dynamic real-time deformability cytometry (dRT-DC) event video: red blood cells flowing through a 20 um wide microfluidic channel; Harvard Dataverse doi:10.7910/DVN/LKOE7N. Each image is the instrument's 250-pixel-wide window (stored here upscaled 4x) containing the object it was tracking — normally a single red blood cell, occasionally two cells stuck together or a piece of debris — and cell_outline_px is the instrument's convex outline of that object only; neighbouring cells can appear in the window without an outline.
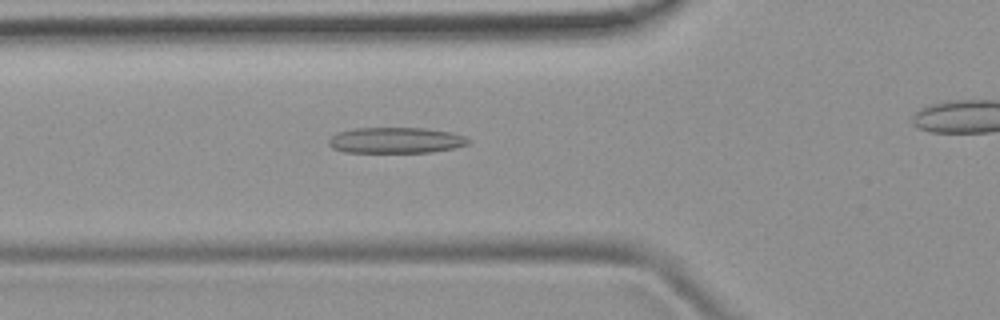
{"species": "common noctule bat (a hibernating species)", "species_latin": "Nyctalus noctula", "temperature_condition": "room temperature", "stored_images_in_passage": 29, "camera_frame_rate_fps": 3000, "um_per_image_px": 0.085, "animal": {"sex": "female", "body_mass_g": 19.9}, "frame": {"image": 1, "passage_image": 5, "time_ms": 1.333, "image_size_px": [1000, 320], "cell_outline_px": [[472, 140], [468, 144], [452, 148], [432, 152], [344, 152], [332, 148], [328, 144], [328, 140], [336, 132], [352, 128], [424, 128], [452, 132], [464, 136]], "centroid_in_image_um": [33.62, 11.92], "position_along_channel_um": 92.2, "area_um2": 21.15}}
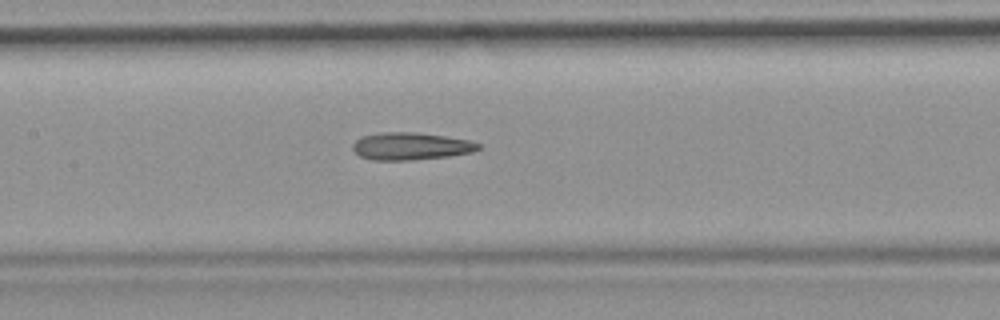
{"frame": {"image": 2, "passage_image": 11, "time_ms": 3.333, "image_size_px": [1000, 320], "cell_outline_px": [[484, 144], [480, 148], [472, 152], [448, 156], [412, 160], [372, 160], [360, 156], [352, 148], [352, 144], [356, 140], [364, 136], [384, 132], [416, 132], [444, 136], [468, 140]], "centroid_in_image_um": [34.94, 12.43], "position_along_channel_um": 172.5, "area_um2": 20.0}}
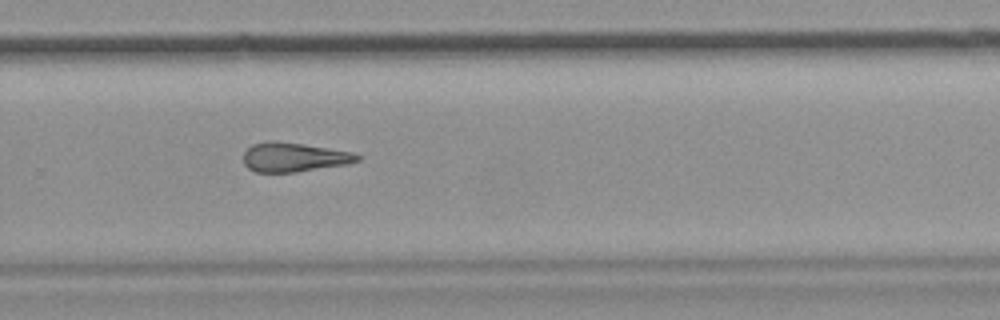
{"frame": {"image": 3, "passage_image": 21, "time_ms": 6.667, "image_size_px": [1000, 320], "cell_outline_px": [[360, 160], [348, 164], [296, 172], [256, 172], [248, 168], [244, 164], [244, 152], [252, 144], [304, 144], [352, 152], [360, 156]], "centroid_in_image_um": [25.04, 13.41], "position_along_channel_um": 304.8, "area_um2": 18.61}, "authors_computed_cell_mechanics": {"area_um2": 19.9988, "velocity_mm_per_s": 3.9949, "shape_relaxation_time_tau1_ms": null, "shape_relaxation_time_tau2_ms": 6.2657, "deformation_change_tau1": null, "deformation_change_tau2": 0.2128}}